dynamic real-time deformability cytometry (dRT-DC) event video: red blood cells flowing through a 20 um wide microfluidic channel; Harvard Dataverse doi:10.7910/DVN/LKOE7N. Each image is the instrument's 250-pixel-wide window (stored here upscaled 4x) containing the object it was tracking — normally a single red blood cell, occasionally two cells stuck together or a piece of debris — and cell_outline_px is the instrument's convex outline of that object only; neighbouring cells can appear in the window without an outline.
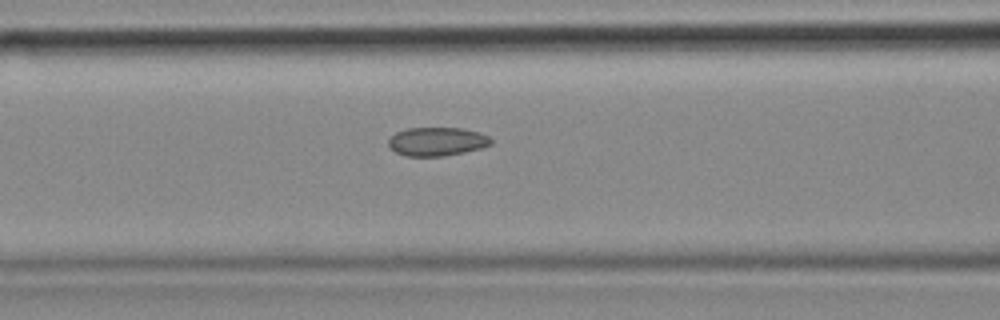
{"species": "common noctule bat (a hibernating species)", "species_latin": "Nyctalus noctula", "temperature_condition": "cold", "stored_images_in_passage": 46, "camera_frame_rate_fps": 3000, "um_per_image_px": 0.085, "animal": {"sex": "female", "body_mass_g": 18.4}, "frame": {"image": 1, "passage_image": 14, "time_ms": 4.333, "image_size_px": [1000, 320], "cell_outline_px": [[492, 144], [480, 148], [464, 152], [444, 156], [404, 156], [396, 152], [388, 144], [388, 140], [396, 132], [408, 128], [464, 128], [480, 132], [488, 136], [492, 140]], "centroid_in_image_um": [37.16, 12.03], "position_along_channel_um": 129.4, "area_um2": 17.11}, "authors_computed_cell_mechanics": {"area_um2": 17.2533, "velocity_mm_per_s": 3.7009, "shape_relaxation_time_tau1_ms": null, "shape_relaxation_time_tau2_ms": 2.6547, "deformation_change_tau1": null, "deformation_change_tau2": 0.0673}}